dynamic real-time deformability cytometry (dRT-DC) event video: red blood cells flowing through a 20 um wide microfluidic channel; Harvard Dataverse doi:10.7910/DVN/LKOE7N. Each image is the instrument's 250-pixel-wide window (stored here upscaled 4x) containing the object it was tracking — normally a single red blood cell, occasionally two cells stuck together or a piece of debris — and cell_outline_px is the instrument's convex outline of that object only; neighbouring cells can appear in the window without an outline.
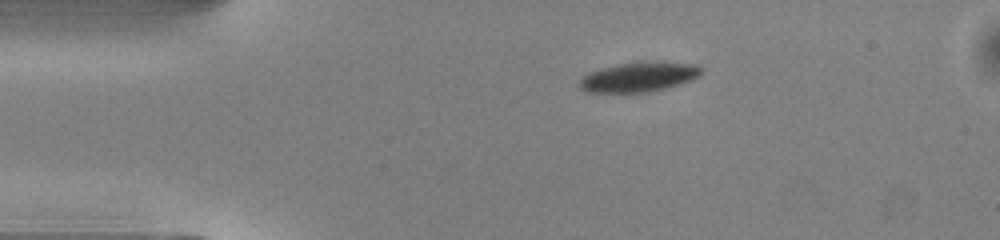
{"species": "common noctule bat (a hibernating species)", "species_latin": "Nyctalus noctula", "temperature_condition": "warm", "stored_images_in_passage": 42, "camera_frame_rate_fps": 3000, "um_per_image_px": 0.085, "animal": {"sex": "male", "body_mass_g": 13.0, "forearm_length_mm": 53.1}, "frame": {"image": 1, "passage_image": 1, "time_ms": 0.0, "image_size_px": [1000, 240], "cell_outline_px": [[704, 72], [700, 76], [692, 80], [680, 84], [648, 92], [588, 92], [580, 88], [580, 80], [588, 72], [600, 68], [616, 64], [696, 64], [704, 68]], "centroid_in_image_um": [54.3, 6.58], "position_along_channel_um": 30.7, "area_um2": 20.29}}
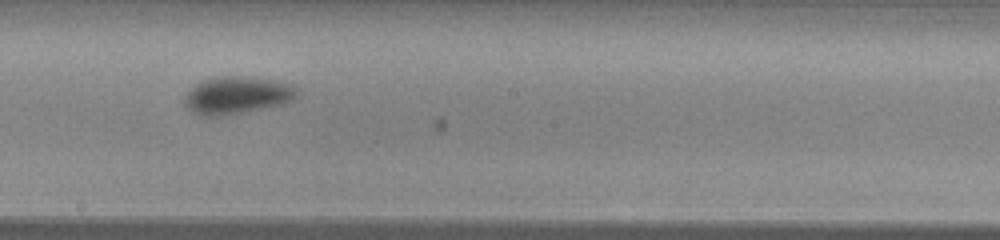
{"frame": {"image": 2, "passage_image": 19, "time_ms": 6.0, "image_size_px": [1000, 240], "cell_outline_px": [[300, 96], [284, 104], [264, 108], [220, 116], [200, 116], [192, 112], [184, 104], [184, 96], [196, 84], [204, 80], [216, 76], [252, 76], [280, 80], [292, 84], [300, 92]], "centroid_in_image_um": [20.21, 8.08], "position_along_channel_um": 228.0, "area_um2": 25.03}}
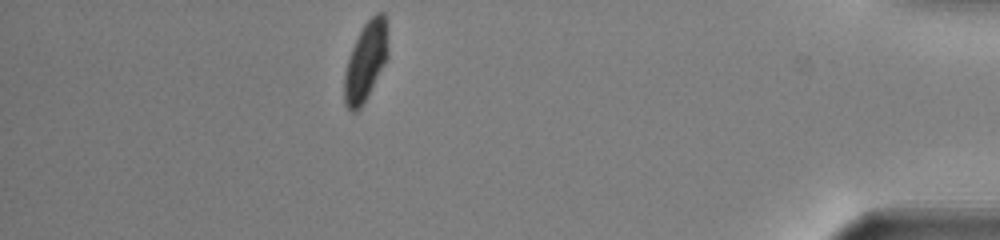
{"frame": {"image": 3, "passage_image": 36, "time_ms": 11.667, "image_size_px": [1000, 240], "cell_outline_px": [[388, 56], [384, 64], [360, 108], [356, 112], [352, 112], [344, 104], [344, 72], [352, 48], [364, 24], [376, 12], [384, 12], [388, 20]], "centroid_in_image_um": [31.1, 5.16], "position_along_channel_um": 404.1, "area_um2": 20.0}, "authors_computed_cell_mechanics": {"area_um2": 22.1374, "velocity_mm_per_s": 4.046, "shape_relaxation_time_tau1_ms": 4.3011, "shape_relaxation_time_tau2_ms": null, "deformation_change_tau1": 0.1652, "deformation_change_tau2": null}}